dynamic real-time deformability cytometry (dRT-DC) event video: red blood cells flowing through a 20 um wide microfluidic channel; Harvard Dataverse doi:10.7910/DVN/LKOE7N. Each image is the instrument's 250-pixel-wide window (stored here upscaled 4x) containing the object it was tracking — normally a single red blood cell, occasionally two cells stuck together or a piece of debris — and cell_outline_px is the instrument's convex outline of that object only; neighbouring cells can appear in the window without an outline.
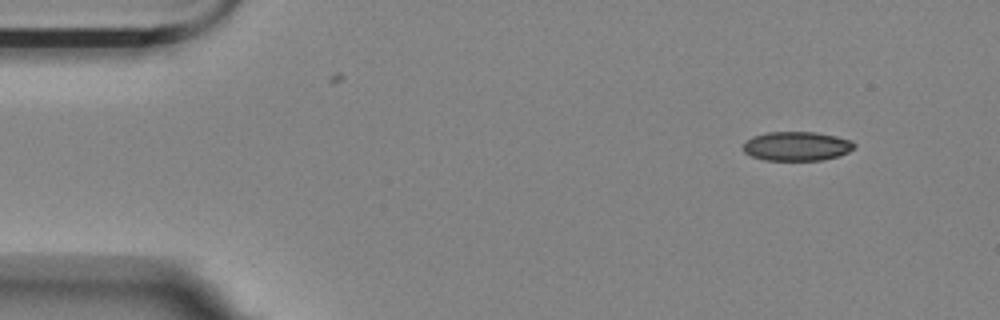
{"species": "Egyptian fruit bat (a non-hibernating species)", "species_latin": "Rousettus aegyptiacus", "temperature_condition": "room temperature", "stored_images_in_passage": 2, "camera_frame_rate_fps": 3000, "um_per_image_px": 0.085, "animal": {"sex": "female"}, "frame": {"image": 1, "passage_image": 1, "time_ms": 0.0, "image_size_px": [1000, 320], "cell_outline_px": [[856, 148], [848, 152], [836, 156], [820, 160], [764, 160], [752, 156], [744, 152], [744, 140], [752, 136], [768, 132], [816, 132], [836, 136], [852, 140], [856, 144]], "centroid_in_image_um": [67.73, 12.41], "position_along_channel_um": 17.3, "area_um2": 18.96}}